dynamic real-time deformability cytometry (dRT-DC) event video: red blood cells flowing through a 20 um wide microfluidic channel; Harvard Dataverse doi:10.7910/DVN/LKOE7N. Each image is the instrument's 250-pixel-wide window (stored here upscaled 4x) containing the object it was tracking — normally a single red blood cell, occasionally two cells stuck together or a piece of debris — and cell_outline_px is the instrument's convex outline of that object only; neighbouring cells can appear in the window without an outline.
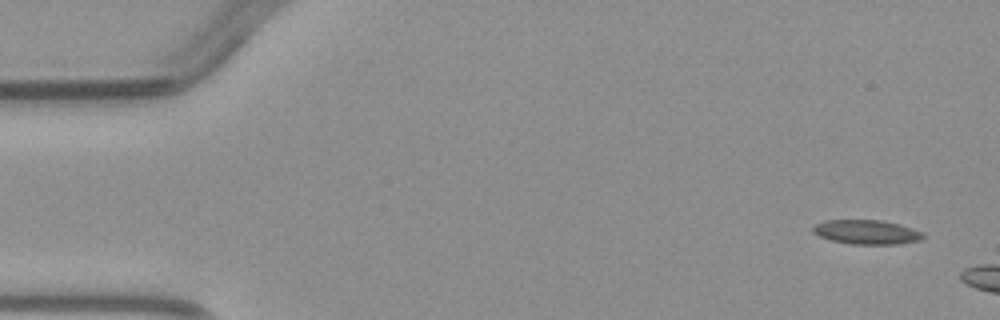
{"species": "common noctule bat (a hibernating species)", "species_latin": "Nyctalus noctula", "temperature_condition": "warm", "stored_images_in_passage": 3, "camera_frame_rate_fps": 3000, "um_per_image_px": 0.085, "animal": {"sex": "male", "body_mass_g": 23.1, "forearm_length_mm": 52.7}, "frame": {"image": 1, "passage_image": 1, "time_ms": 0.0, "image_size_px": [1000, 320], "cell_outline_px": [[928, 236], [920, 240], [896, 244], [852, 244], [832, 240], [820, 236], [812, 232], [812, 228], [816, 224], [824, 220], [884, 220], [900, 224], [924, 232]], "centroid_in_image_um": [73.71, 19.72], "position_along_channel_um": 11.3, "area_um2": 15.72}}